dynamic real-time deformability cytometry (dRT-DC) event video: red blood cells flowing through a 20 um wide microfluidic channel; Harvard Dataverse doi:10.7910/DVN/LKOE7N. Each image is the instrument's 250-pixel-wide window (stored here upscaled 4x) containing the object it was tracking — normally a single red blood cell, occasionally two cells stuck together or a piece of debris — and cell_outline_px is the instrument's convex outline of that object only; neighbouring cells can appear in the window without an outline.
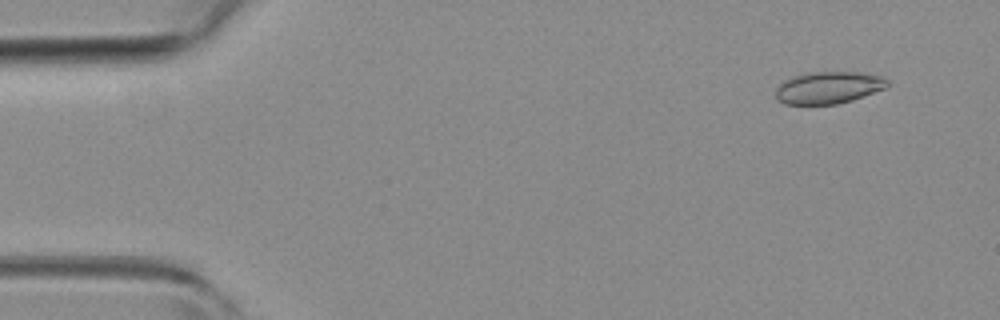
{"species": "common noctule bat (a hibernating species)", "species_latin": "Nyctalus noctula", "temperature_condition": "room temperature", "stored_images_in_passage": 12, "camera_frame_rate_fps": 3000, "um_per_image_px": 0.085, "animal": {"sex": "female", "body_mass_g": 19.3, "forearm_length_mm": 54.1}, "frame": {"image": 1, "passage_image": 4, "time_ms": 1.0, "image_size_px": [1000, 320], "cell_outline_px": [[888, 84], [884, 88], [852, 100], [836, 104], [784, 104], [776, 100], [776, 88], [784, 80], [792, 76], [804, 72], [860, 72], [880, 76], [888, 80]], "centroid_in_image_um": [70.36, 7.44], "position_along_channel_um": 14.6, "area_um2": 20.87}}